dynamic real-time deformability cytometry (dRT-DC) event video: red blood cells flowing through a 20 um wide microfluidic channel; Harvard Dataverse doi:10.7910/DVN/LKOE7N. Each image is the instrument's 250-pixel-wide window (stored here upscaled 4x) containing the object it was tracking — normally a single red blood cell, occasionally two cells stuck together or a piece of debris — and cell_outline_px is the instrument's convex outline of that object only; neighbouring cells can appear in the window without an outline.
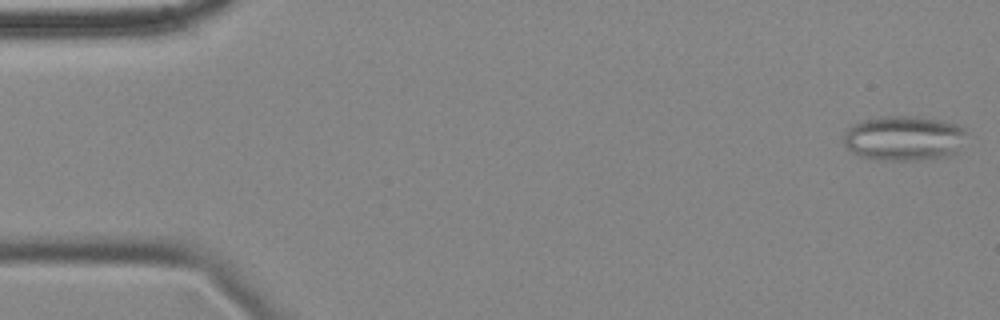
{"species": "common noctule bat (a hibernating species)", "species_latin": "Nyctalus noctula", "temperature_condition": "cold", "stored_images_in_passage": 56, "segment_of_instrument_passage": [1, 2], "camera_frame_rate_fps": 3000, "um_per_image_px": 0.085, "animal": {"sex": "female", "body_mass_g": 18.4}, "frame": {"image": 1, "passage_image": 1, "time_ms": 0.0, "image_size_px": [1000, 320], "cell_outline_px": [[964, 132], [956, 152], [940, 156], [916, 160], [880, 160], [860, 156], [852, 152], [844, 144], [844, 132], [852, 124], [860, 120], [884, 116], [916, 116], [940, 120], [956, 124], [964, 128]], "centroid_in_image_um": [76.74, 11.73], "position_along_channel_um": 8.3, "area_um2": 31.73}}